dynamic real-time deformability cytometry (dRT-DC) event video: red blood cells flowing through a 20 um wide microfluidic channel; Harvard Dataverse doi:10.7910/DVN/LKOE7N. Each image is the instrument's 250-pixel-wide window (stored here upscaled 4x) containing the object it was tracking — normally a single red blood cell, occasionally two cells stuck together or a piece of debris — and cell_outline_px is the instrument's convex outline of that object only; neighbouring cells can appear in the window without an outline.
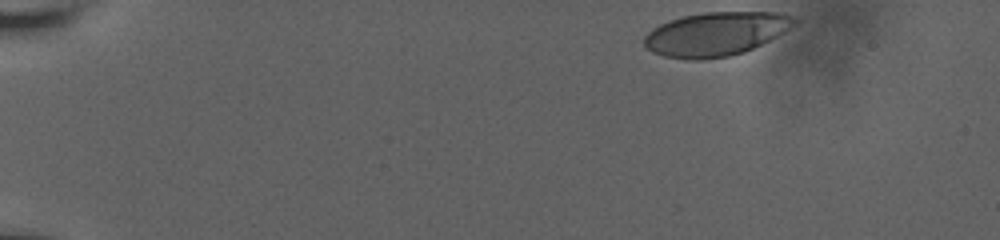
{"species": "human", "species_latin": "Homo sapiens", "temperature_condition": "room temperature", "stored_images_in_passage": 30, "camera_frame_rate_fps": 3000, "um_per_image_px": 0.085, "donor": {"sex": "male"}, "frame": {"image": 1, "passage_image": 1, "time_ms": 0.0, "image_size_px": [1000, 240], "cell_outline_px": [[800, 20], [792, 28], [744, 52], [728, 56], [700, 60], [692, 60], [664, 56], [652, 52], [644, 44], [644, 36], [652, 28], [668, 20], [684, 16], [704, 12], [780, 12], [800, 16]], "centroid_in_image_um": [60.89, 2.86], "position_along_channel_um": 24.1, "area_um2": 38.55}}
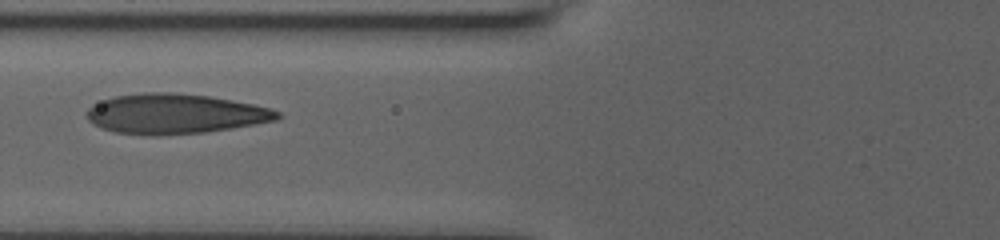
{"frame": {"image": 2, "passage_image": 18, "time_ms": 5.667, "image_size_px": [1000, 240], "cell_outline_px": [[280, 120], [256, 124], [204, 132], [160, 136], [152, 136], [116, 132], [100, 128], [92, 124], [88, 120], [88, 108], [92, 104], [116, 96], [144, 92], [172, 92], [208, 96], [232, 100], [252, 104], [268, 108], [280, 112]], "centroid_in_image_um": [14.86, 9.68], "position_along_channel_um": 110.9, "area_um2": 44.39}}
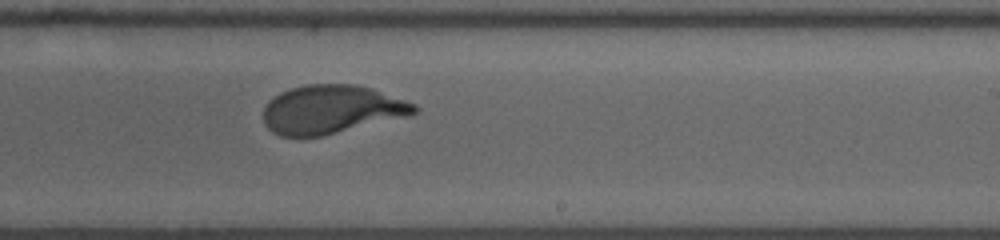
{"frame": {"image": 3, "passage_image": 30, "time_ms": 9.667, "image_size_px": [1000, 240], "cell_outline_px": [[420, 108], [416, 112], [320, 136], [280, 136], [272, 132], [264, 124], [264, 108], [280, 92], [304, 84], [352, 84], [372, 88], [416, 104]], "centroid_in_image_um": [28.12, 9.28], "position_along_channel_um": 260.9, "area_um2": 41.67}}